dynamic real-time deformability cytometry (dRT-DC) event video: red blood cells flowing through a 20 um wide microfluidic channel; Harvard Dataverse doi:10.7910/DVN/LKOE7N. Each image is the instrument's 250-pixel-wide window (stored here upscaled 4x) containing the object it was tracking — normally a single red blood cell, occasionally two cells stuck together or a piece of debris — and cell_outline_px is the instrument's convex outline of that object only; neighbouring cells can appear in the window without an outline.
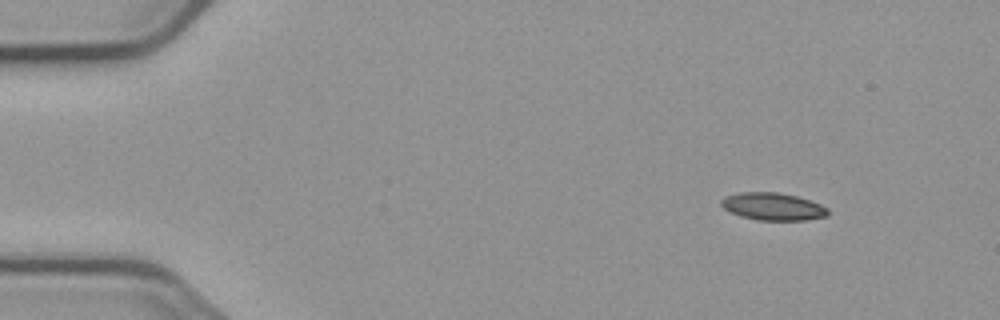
{"species": "common noctule bat (a hibernating species)", "species_latin": "Nyctalus noctula", "temperature_condition": "cold", "stored_images_in_passage": 4, "camera_frame_rate_fps": 3000, "um_per_image_px": 0.085, "animal": {"sex": "male", "body_mass_g": 23.1, "forearm_length_mm": 52.7}, "frame": {"image": 1, "passage_image": 1, "time_ms": 0.0, "image_size_px": [1000, 320], "cell_outline_px": [[828, 216], [804, 220], [756, 220], [740, 216], [724, 208], [720, 204], [720, 200], [724, 196], [740, 192], [776, 192], [796, 196], [820, 204], [828, 208]], "centroid_in_image_um": [65.67, 17.55], "position_along_channel_um": 19.3, "area_um2": 17.05}}
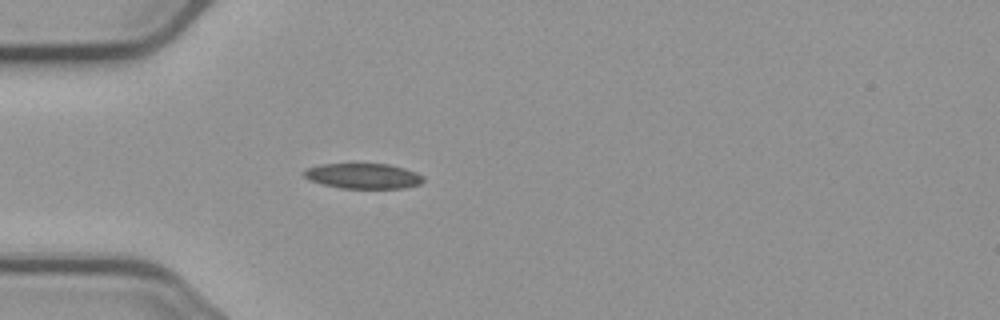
{"frame": {"image": 2, "passage_image": 4, "time_ms": 3.333, "image_size_px": [1000, 320], "cell_outline_px": [[424, 180], [420, 184], [404, 188], [340, 188], [308, 180], [304, 176], [304, 172], [308, 168], [320, 164], [388, 164], [404, 168], [416, 172], [424, 176]], "centroid_in_image_um": [30.9, 14.96], "position_along_channel_um": 54.1, "area_um2": 17.51}}